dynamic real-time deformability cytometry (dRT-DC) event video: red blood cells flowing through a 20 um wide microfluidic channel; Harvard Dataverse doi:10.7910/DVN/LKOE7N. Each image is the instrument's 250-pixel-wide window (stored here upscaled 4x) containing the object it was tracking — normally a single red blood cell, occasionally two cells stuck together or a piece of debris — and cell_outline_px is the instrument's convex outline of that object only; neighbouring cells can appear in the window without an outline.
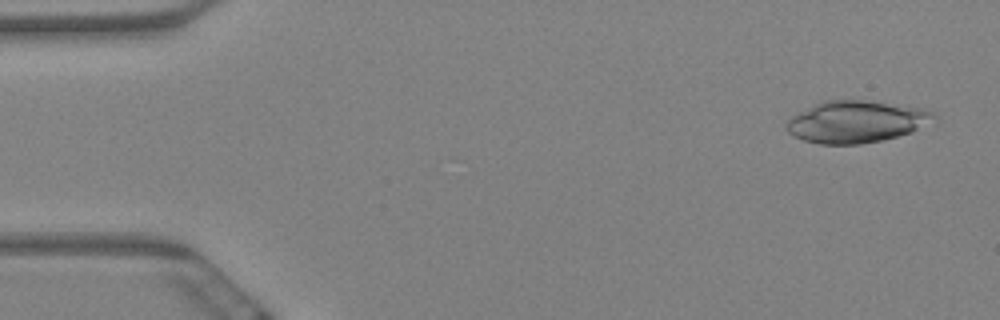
{"species": "Egyptian fruit bat (a non-hibernating species)", "species_latin": "Rousettus aegyptiacus", "temperature_condition": "warm", "stored_images_in_passage": 4, "camera_frame_rate_fps": 3000, "um_per_image_px": 0.085, "animal": {"sex": "female"}, "frame": {"image": 1, "passage_image": 1, "time_ms": 0.0, "image_size_px": [1000, 320], "cell_outline_px": [[936, 116], [912, 132], [880, 140], [860, 144], [820, 144], [804, 140], [788, 132], [784, 128], [784, 124], [792, 116], [824, 100], [864, 100], [916, 108], [932, 112]], "centroid_in_image_um": [72.68, 10.35], "position_along_channel_um": 12.3, "area_um2": 35.08}}